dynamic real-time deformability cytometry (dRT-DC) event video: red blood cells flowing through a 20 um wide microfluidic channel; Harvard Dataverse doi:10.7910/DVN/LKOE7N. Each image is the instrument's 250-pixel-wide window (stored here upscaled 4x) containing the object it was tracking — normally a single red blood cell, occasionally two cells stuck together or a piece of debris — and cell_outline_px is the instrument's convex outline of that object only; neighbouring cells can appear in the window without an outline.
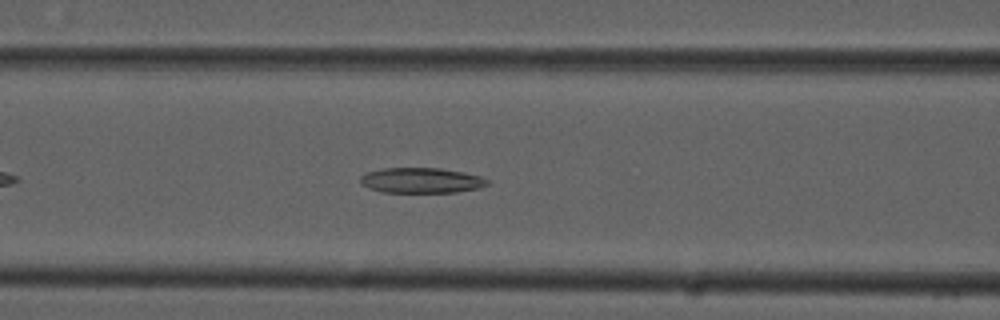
{"species": "common noctule bat (a hibernating species)", "species_latin": "Nyctalus noctula", "temperature_condition": "cold", "stored_images_in_passage": 43, "camera_frame_rate_fps": 3000, "um_per_image_px": 0.085, "animal": {"sex": "male", "forearm_length_mm": 52.5}, "frame": {"image": 1, "passage_image": 11, "time_ms": 3.333, "image_size_px": [1000, 320], "cell_outline_px": [[488, 184], [480, 188], [456, 192], [384, 192], [368, 188], [360, 184], [360, 176], [368, 172], [384, 168], [440, 168], [464, 172], [480, 176], [488, 180]], "centroid_in_image_um": [35.8, 15.33], "position_along_channel_um": 130.8, "area_um2": 18.73}}
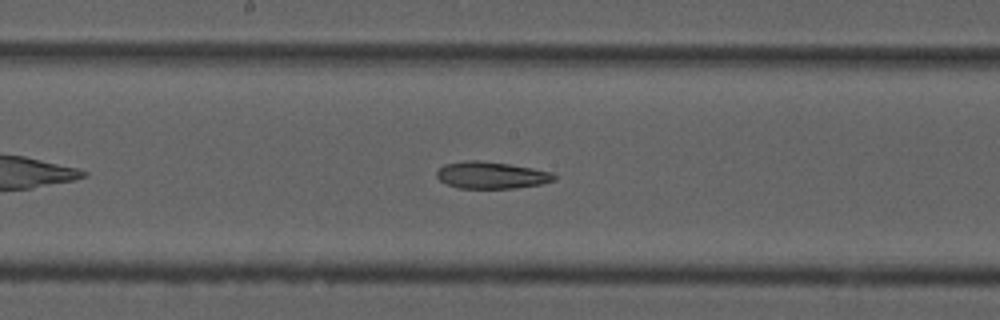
{"frame": {"image": 2, "passage_image": 17, "time_ms": 5.333, "image_size_px": [1000, 320], "cell_outline_px": [[556, 180], [540, 184], [516, 188], [460, 188], [448, 184], [440, 180], [436, 176], [436, 172], [444, 164], [468, 160], [480, 160], [508, 164], [532, 168], [552, 172], [556, 176]], "centroid_in_image_um": [41.77, 14.89], "position_along_channel_um": 206.4, "area_um2": 18.32}}
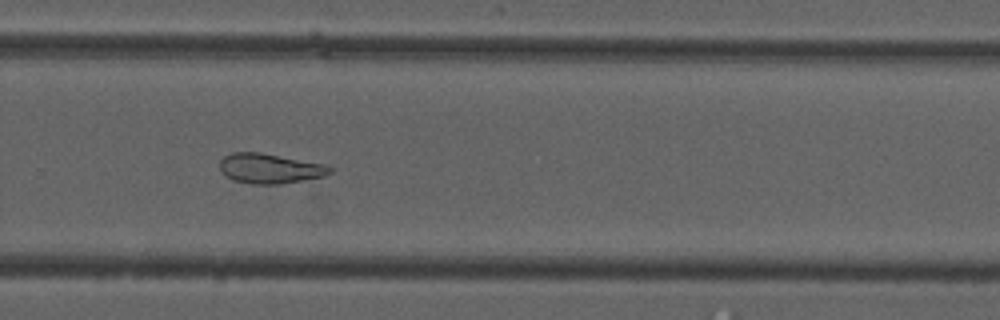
{"frame": {"image": 3, "passage_image": 25, "time_ms": 8.0, "image_size_px": [1000, 320], "cell_outline_px": [[332, 172], [324, 176], [280, 184], [252, 184], [232, 180], [224, 176], [220, 172], [220, 160], [224, 156], [232, 152], [260, 152], [324, 164], [332, 168]], "centroid_in_image_um": [22.88, 14.32], "position_along_channel_um": 306.9, "area_um2": 19.25}}